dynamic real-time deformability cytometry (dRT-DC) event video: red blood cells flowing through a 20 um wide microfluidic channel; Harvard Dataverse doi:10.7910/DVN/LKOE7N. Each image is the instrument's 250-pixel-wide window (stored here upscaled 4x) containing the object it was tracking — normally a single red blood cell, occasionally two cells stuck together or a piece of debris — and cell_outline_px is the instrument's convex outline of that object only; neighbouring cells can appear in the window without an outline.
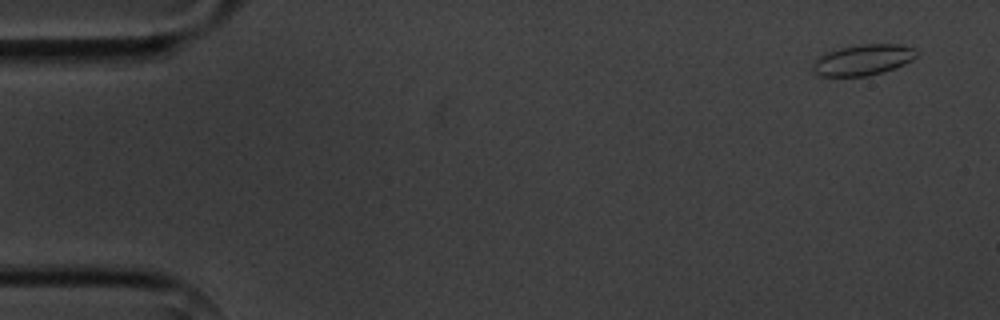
{"species": "common noctule bat (a hibernating species)", "species_latin": "Nyctalus noctula", "temperature_condition": "cold", "stored_images_in_passage": 5, "camera_frame_rate_fps": 3000, "um_per_image_px": 0.085, "animal": {"sex": "male", "body_mass_g": 20.1, "forearm_length_mm": 53.5}, "frame": {"image": 1, "passage_image": 1, "time_ms": 0.0, "image_size_px": [1000, 320], "cell_outline_px": [[920, 52], [912, 60], [904, 64], [868, 76], [820, 76], [812, 72], [812, 64], [824, 52], [840, 48], [860, 44], [900, 44], [916, 48]], "centroid_in_image_um": [73.35, 5.08], "position_along_channel_um": 11.6, "area_um2": 18.73}}
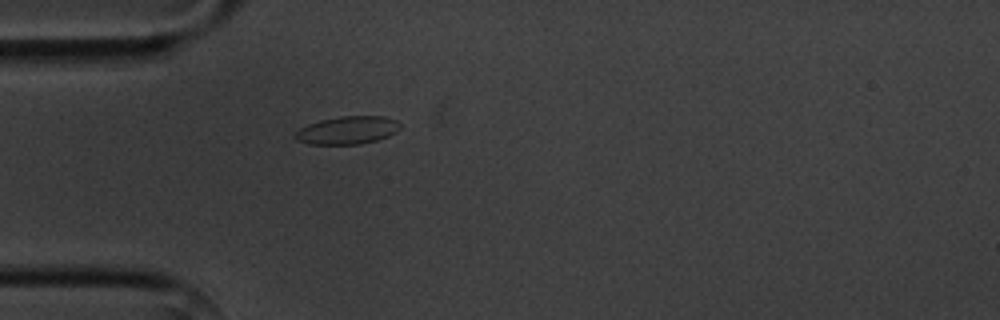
{"frame": {"image": 2, "passage_image": 5, "time_ms": 4.333, "image_size_px": [1000, 320], "cell_outline_px": [[400, 128], [396, 132], [388, 136], [376, 140], [360, 144], [308, 144], [296, 140], [292, 136], [300, 128], [308, 124], [320, 120], [340, 116], [384, 116], [396, 120], [400, 124]], "centroid_in_image_um": [29.51, 11.07], "position_along_channel_um": 55.5, "area_um2": 17.11}}